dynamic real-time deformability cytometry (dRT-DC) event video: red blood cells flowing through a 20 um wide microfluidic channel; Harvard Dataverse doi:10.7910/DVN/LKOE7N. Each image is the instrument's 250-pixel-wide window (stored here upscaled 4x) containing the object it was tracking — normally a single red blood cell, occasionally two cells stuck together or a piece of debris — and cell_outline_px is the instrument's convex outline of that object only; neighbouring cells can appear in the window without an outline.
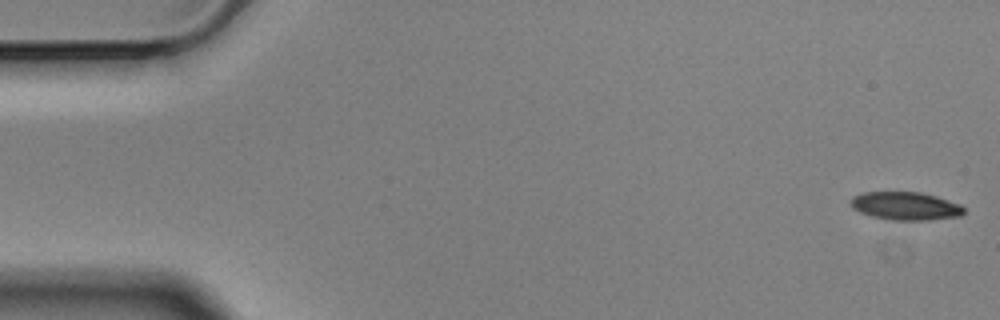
{"species": "Egyptian fruit bat (a non-hibernating species)", "species_latin": "Rousettus aegyptiacus", "temperature_condition": "cold", "stored_images_in_passage": 56, "camera_frame_rate_fps": 3000, "um_per_image_px": 0.085, "animal": {"sex": "male"}, "frame": {"image": 1, "passage_image": 1, "time_ms": 0.0, "image_size_px": [1000, 320], "cell_outline_px": [[964, 212], [960, 216], [928, 220], [892, 220], [872, 216], [860, 212], [852, 208], [848, 200], [852, 196], [864, 192], [920, 192], [936, 196], [960, 204], [964, 208]], "centroid_in_image_um": [76.93, 17.5], "position_along_channel_um": 8.1, "area_um2": 18.61}}
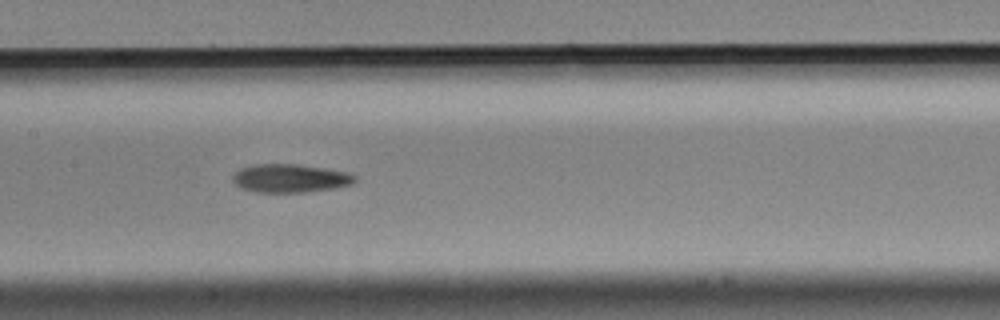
{"frame": {"image": 2, "passage_image": 27, "time_ms": 8.667, "image_size_px": [1000, 320], "cell_outline_px": [[356, 180], [352, 184], [336, 188], [304, 192], [256, 192], [240, 188], [232, 180], [232, 176], [240, 168], [252, 164], [296, 164], [324, 168], [348, 172], [356, 176]], "centroid_in_image_um": [24.65, 15.15], "position_along_channel_um": 182.7, "area_um2": 20.29}}
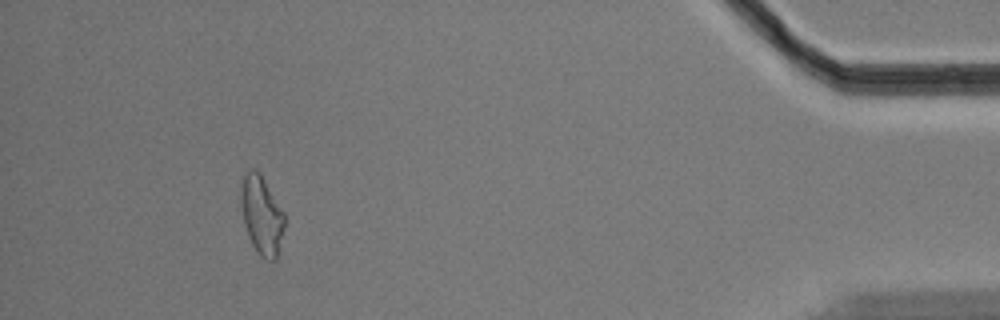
{"frame": {"image": 3, "passage_image": 52, "time_ms": 17.0, "image_size_px": [1000, 320], "cell_outline_px": [[284, 228], [276, 260], [268, 260], [260, 256], [256, 252], [248, 236], [244, 224], [240, 204], [240, 192], [244, 172], [252, 168], [260, 172], [284, 212]], "centroid_in_image_um": [22.22, 18.27], "position_along_channel_um": 413.0, "area_um2": 20.11}, "authors_computed_cell_mechanics": {"area_um2": 19.7387, "velocity_mm_per_s": 3.5251, "shape_relaxation_time_tau1_ms": 4.116, "shape_relaxation_time_tau2_ms": null, "deformation_change_tau1": 0.1273, "deformation_change_tau2": null}}